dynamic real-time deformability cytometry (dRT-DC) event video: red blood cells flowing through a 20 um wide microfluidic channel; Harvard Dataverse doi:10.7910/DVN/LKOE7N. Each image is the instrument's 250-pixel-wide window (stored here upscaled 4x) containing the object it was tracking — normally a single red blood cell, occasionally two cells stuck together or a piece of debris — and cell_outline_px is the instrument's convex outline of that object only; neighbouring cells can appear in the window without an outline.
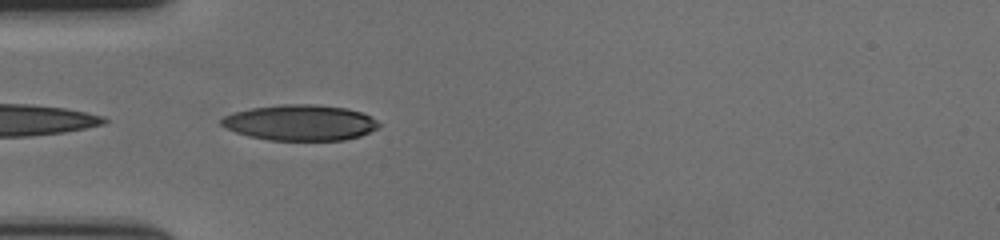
{"species": "human", "species_latin": "Homo sapiens", "temperature_condition": "cold", "stored_images_in_passage": 9, "camera_frame_rate_fps": 3000, "um_per_image_px": 0.085, "donor": {"sex": "female"}, "frame": {"image": 1, "passage_image": 1, "time_ms": 0.0, "image_size_px": [1000, 240], "cell_outline_px": [[380, 124], [376, 128], [360, 136], [344, 140], [268, 140], [248, 136], [236, 132], [220, 124], [220, 120], [224, 116], [232, 112], [252, 108], [284, 104], [316, 104], [344, 108], [360, 112], [376, 120]], "centroid_in_image_um": [25.48, 10.42], "position_along_channel_um": 59.5, "area_um2": 32.54}}
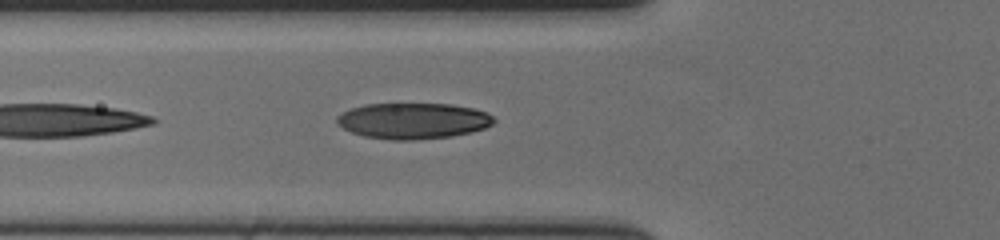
{"frame": {"image": 2, "passage_image": 4, "time_ms": 1.0, "image_size_px": [1000, 240], "cell_outline_px": [[496, 120], [492, 124], [484, 128], [452, 136], [412, 140], [392, 140], [364, 136], [352, 132], [344, 128], [336, 120], [336, 116], [352, 108], [364, 104], [452, 104], [472, 108], [488, 112]], "centroid_in_image_um": [35.13, 10.26], "position_along_channel_um": 90.7, "area_um2": 32.66}}
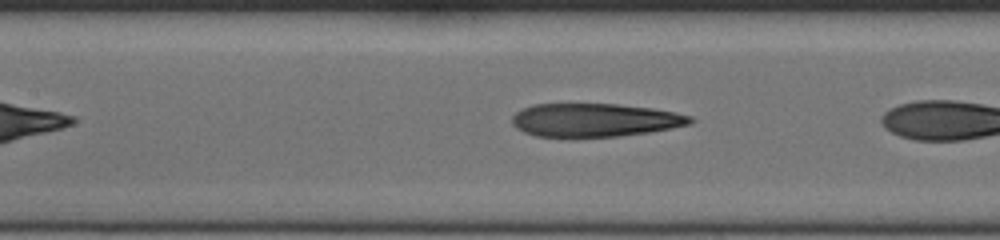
{"frame": {"image": 3, "passage_image": 7, "time_ms": 2.0, "image_size_px": [1000, 240], "cell_outline_px": [[696, 120], [692, 124], [672, 128], [648, 132], [616, 136], [536, 136], [524, 132], [516, 128], [512, 124], [512, 116], [516, 112], [532, 104], [616, 104], [652, 108], [676, 112], [692, 116]], "centroid_in_image_um": [50.59, 10.19], "position_along_channel_um": 156.8, "area_um2": 34.51}}